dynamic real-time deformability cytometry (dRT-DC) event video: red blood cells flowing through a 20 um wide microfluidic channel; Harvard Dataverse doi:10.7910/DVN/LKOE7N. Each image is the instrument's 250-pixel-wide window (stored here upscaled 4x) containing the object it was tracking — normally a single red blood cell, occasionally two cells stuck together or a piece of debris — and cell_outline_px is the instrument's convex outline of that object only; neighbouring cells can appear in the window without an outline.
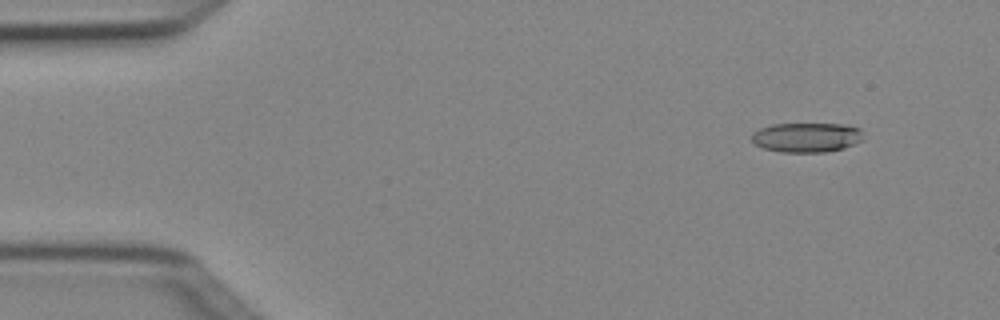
{"species": "Egyptian fruit bat (a non-hibernating species)", "species_latin": "Rousettus aegyptiacus", "temperature_condition": "cold", "stored_images_in_passage": 4, "camera_frame_rate_fps": 3000, "um_per_image_px": 0.085, "animal": {"sex": "female"}, "frame": {"image": 1, "passage_image": 2, "time_ms": 0.333, "image_size_px": [1000, 320], "cell_outline_px": [[860, 140], [844, 148], [824, 152], [780, 152], [764, 148], [756, 144], [752, 140], [752, 132], [760, 128], [772, 124], [844, 124], [860, 128]], "centroid_in_image_um": [68.51, 11.67], "position_along_channel_um": 16.5, "area_um2": 19.02}}